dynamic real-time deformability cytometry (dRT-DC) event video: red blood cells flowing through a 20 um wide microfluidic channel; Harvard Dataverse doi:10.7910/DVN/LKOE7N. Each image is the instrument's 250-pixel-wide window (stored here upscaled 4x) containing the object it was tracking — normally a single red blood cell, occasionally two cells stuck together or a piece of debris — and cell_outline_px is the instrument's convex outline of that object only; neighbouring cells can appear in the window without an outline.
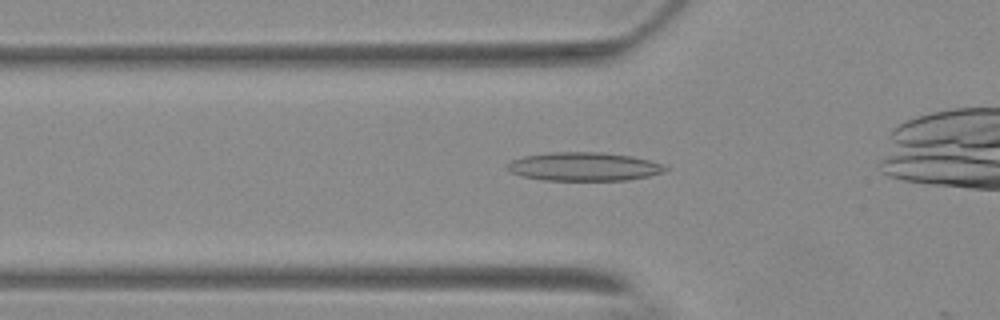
{"species": "Egyptian fruit bat (a non-hibernating species)", "species_latin": "Rousettus aegyptiacus", "temperature_condition": "warm", "stored_images_in_passage": 6, "camera_frame_rate_fps": 3000, "um_per_image_px": 0.085, "animal": {"sex": "female"}, "frame": {"image": 1, "passage_image": 5, "time_ms": 1.333, "image_size_px": [1000, 320], "cell_outline_px": [[668, 168], [660, 172], [648, 176], [628, 180], [544, 180], [524, 176], [512, 172], [508, 168], [508, 164], [512, 160], [524, 156], [552, 152], [600, 152], [632, 156], [648, 160], [660, 164]], "centroid_in_image_um": [49.62, 14.16], "position_along_channel_um": 76.2, "area_um2": 25.84}}